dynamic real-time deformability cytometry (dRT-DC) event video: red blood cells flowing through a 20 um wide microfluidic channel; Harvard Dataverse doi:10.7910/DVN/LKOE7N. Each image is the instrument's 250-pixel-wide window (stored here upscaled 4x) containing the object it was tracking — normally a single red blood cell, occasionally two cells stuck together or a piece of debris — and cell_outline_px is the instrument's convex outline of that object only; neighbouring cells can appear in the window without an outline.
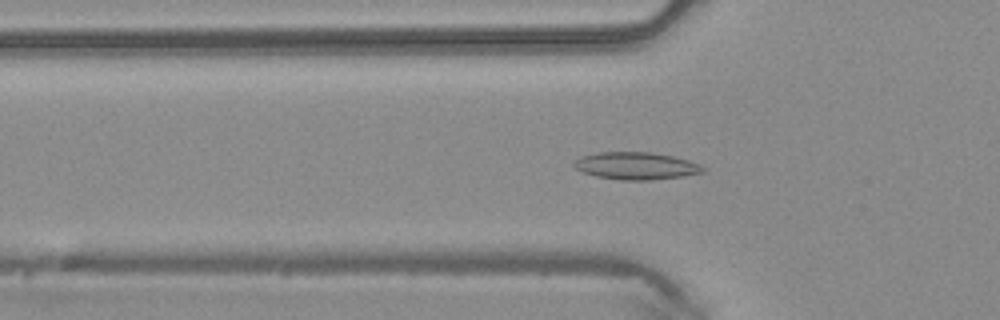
{"species": "common noctule bat (a hibernating species)", "species_latin": "Nyctalus noctula", "temperature_condition": "warm", "stored_images_in_passage": 43, "camera_frame_rate_fps": 3000, "um_per_image_px": 0.085, "animal": {"sex": "male", "body_mass_g": 20.4}, "frame": {"image": 1, "passage_image": 11, "time_ms": 3.333, "image_size_px": [1000, 320], "cell_outline_px": [[708, 168], [704, 172], [684, 176], [652, 180], [620, 180], [596, 176], [584, 172], [576, 168], [572, 164], [580, 156], [596, 152], [652, 152], [672, 156], [688, 160], [700, 164]], "centroid_in_image_um": [54.1, 14.09], "position_along_channel_um": 71.7, "area_um2": 20.69}}
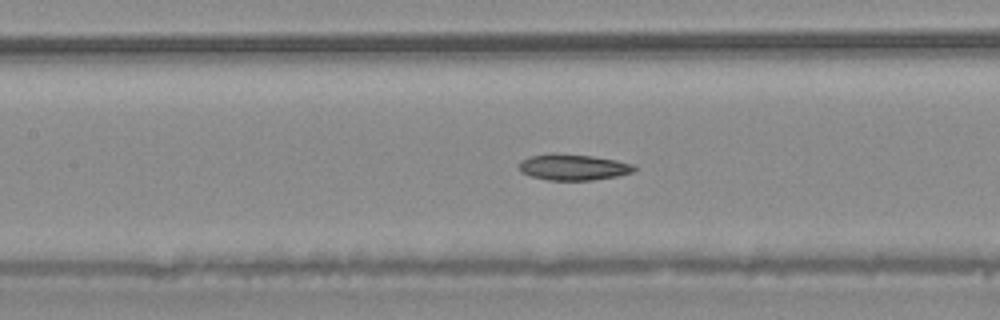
{"frame": {"image": 2, "passage_image": 17, "time_ms": 5.333, "image_size_px": [1000, 320], "cell_outline_px": [[636, 168], [632, 172], [616, 176], [592, 180], [548, 180], [528, 176], [520, 172], [520, 160], [532, 156], [548, 152], [556, 152], [592, 156], [616, 160], [636, 164]], "centroid_in_image_um": [48.7, 14.19], "position_along_channel_um": 158.7, "area_um2": 17.74}}
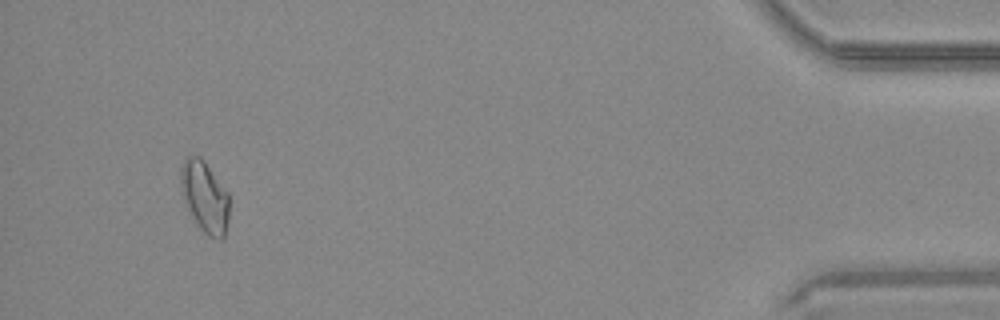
{"frame": {"image": 3, "passage_image": 40, "time_ms": 13.0, "image_size_px": [1000, 320], "cell_outline_px": [[228, 220], [224, 236], [220, 240], [216, 240], [208, 236], [196, 224], [188, 212], [184, 200], [180, 184], [180, 168], [184, 160], [188, 156], [200, 156], [204, 160], [228, 192]], "centroid_in_image_um": [17.39, 16.74], "position_along_channel_um": 417.8, "area_um2": 20.29}}